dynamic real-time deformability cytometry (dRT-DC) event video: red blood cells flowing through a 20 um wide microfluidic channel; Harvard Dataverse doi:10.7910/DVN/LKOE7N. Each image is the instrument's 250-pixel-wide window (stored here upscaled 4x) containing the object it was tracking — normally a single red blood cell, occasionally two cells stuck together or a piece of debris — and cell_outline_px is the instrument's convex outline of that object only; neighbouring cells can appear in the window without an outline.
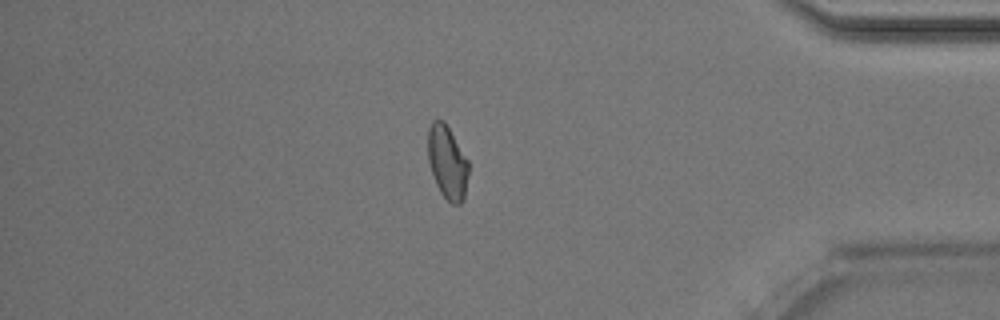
{"species": "Egyptian fruit bat (a non-hibernating species)", "species_latin": "Rousettus aegyptiacus", "temperature_condition": "room temperature", "stored_images_in_passage": 50, "camera_frame_rate_fps": 3000, "um_per_image_px": 0.085, "animal": {"sex": "male"}, "frame": {"image": 1, "passage_image": 43, "time_ms": 14.0, "image_size_px": [1000, 320], "cell_outline_px": [[468, 172], [464, 200], [460, 204], [452, 204], [440, 192], [436, 184], [428, 160], [428, 128], [432, 120], [444, 120], [468, 160]], "centroid_in_image_um": [38.02, 13.79], "position_along_channel_um": 397.2, "area_um2": 17.28}, "authors_computed_cell_mechanics": {"area_um2": 18.1492, "velocity_mm_per_s": 4.0453, "shape_relaxation_time_tau1_ms": null, "shape_relaxation_time_tau2_ms": 2.549, "deformation_change_tau1": null, "deformation_change_tau2": 0.0707}}